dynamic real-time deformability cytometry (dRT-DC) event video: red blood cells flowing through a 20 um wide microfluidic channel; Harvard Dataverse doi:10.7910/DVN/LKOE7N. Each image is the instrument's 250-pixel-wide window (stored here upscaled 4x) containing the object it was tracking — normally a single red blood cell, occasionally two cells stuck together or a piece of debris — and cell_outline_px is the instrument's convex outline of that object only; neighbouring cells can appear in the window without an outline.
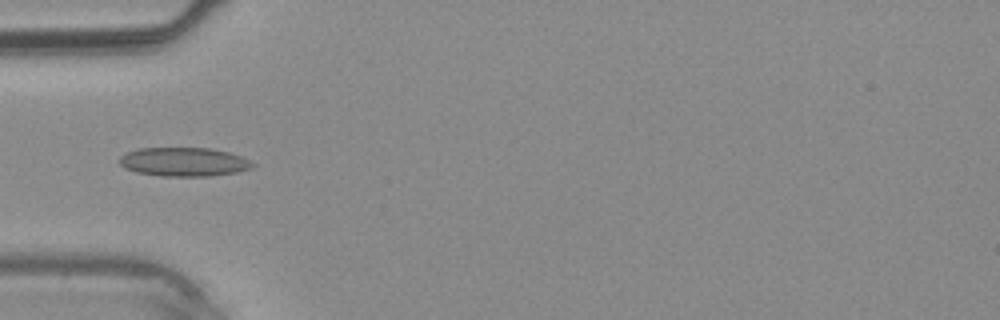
{"species": "common noctule bat (a hibernating species)", "species_latin": "Nyctalus noctula", "temperature_condition": "warm", "stored_images_in_passage": 37, "camera_frame_rate_fps": 3000, "um_per_image_px": 0.085, "animal": {"sex": "male", "body_mass_g": 20.4}, "frame": {"image": 1, "passage_image": 11, "time_ms": 3.333, "image_size_px": [1000, 320], "cell_outline_px": [[256, 164], [252, 168], [236, 172], [208, 176], [160, 176], [136, 172], [124, 168], [120, 164], [120, 156], [128, 152], [140, 148], [212, 148], [228, 152], [240, 156]], "centroid_in_image_um": [15.62, 13.76], "position_along_channel_um": 69.4, "area_um2": 22.31}}
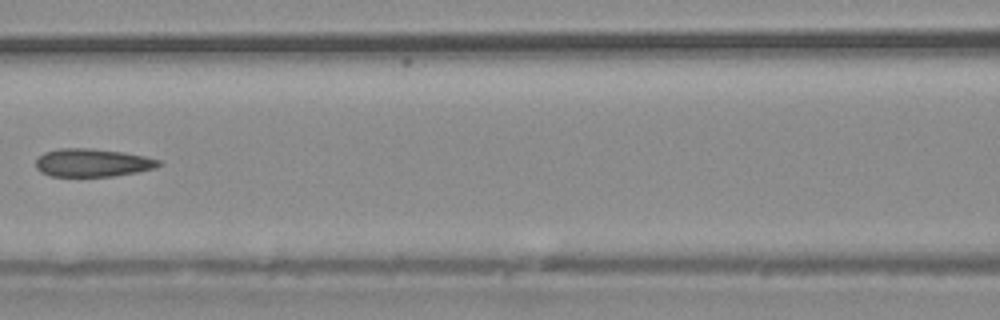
{"frame": {"image": 2, "passage_image": 16, "time_ms": 5.0, "image_size_px": [1000, 320], "cell_outline_px": [[164, 164], [156, 168], [136, 172], [112, 176], [48, 176], [40, 172], [36, 168], [36, 160], [44, 152], [60, 148], [88, 148], [120, 152], [144, 156], [160, 160]], "centroid_in_image_um": [7.85, 13.84], "position_along_channel_um": 158.7, "area_um2": 20.06}}
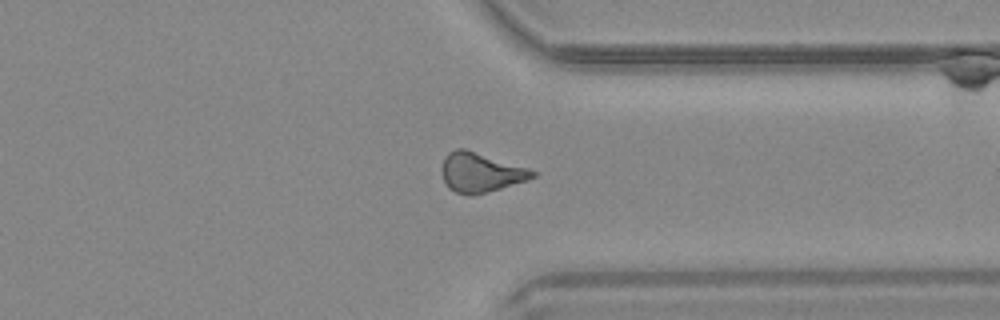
{"frame": {"image": 3, "passage_image": 28, "time_ms": 9.0, "image_size_px": [1000, 320], "cell_outline_px": [[536, 176], [528, 180], [472, 196], [468, 196], [456, 192], [448, 188], [440, 172], [440, 168], [444, 156], [448, 152], [456, 148], [464, 148], [528, 168], [536, 172]], "centroid_in_image_um": [40.8, 14.65], "position_along_channel_um": 370.6, "area_um2": 20.98}}